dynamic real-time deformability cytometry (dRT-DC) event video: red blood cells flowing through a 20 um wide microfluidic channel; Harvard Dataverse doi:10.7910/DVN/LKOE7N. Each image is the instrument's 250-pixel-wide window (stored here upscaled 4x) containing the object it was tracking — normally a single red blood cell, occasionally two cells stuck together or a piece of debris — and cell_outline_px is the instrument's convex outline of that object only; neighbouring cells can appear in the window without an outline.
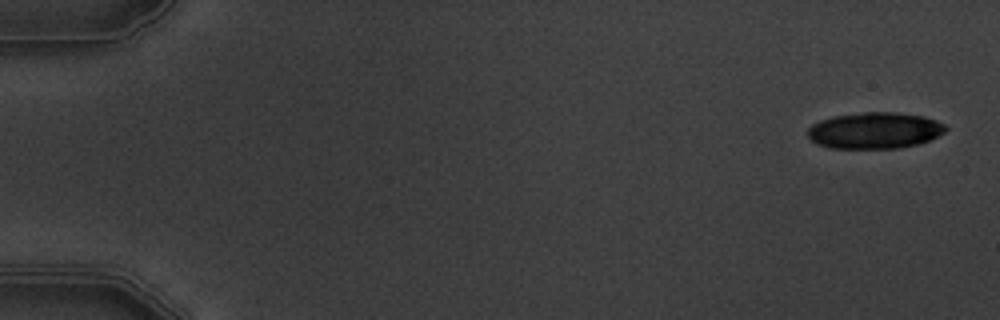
{"species": "common noctule bat (a hibernating species)", "species_latin": "Nyctalus noctula", "temperature_condition": "warm", "stored_images_in_passage": 6, "camera_frame_rate_fps": 3000, "um_per_image_px": 0.085, "animal": {"sex": "male", "body_mass_g": 19.5, "forearm_length_mm": 54.6}, "frame": {"image": 1, "passage_image": 1, "time_ms": 0.0, "image_size_px": [1000, 320], "cell_outline_px": [[948, 128], [944, 132], [928, 140], [916, 144], [896, 148], [828, 148], [816, 144], [808, 136], [808, 128], [812, 124], [820, 120], [832, 116], [864, 112], [896, 112], [924, 116], [936, 120], [944, 124]], "centroid_in_image_um": [74.32, 11.08], "position_along_channel_um": 10.7, "area_um2": 29.19}}